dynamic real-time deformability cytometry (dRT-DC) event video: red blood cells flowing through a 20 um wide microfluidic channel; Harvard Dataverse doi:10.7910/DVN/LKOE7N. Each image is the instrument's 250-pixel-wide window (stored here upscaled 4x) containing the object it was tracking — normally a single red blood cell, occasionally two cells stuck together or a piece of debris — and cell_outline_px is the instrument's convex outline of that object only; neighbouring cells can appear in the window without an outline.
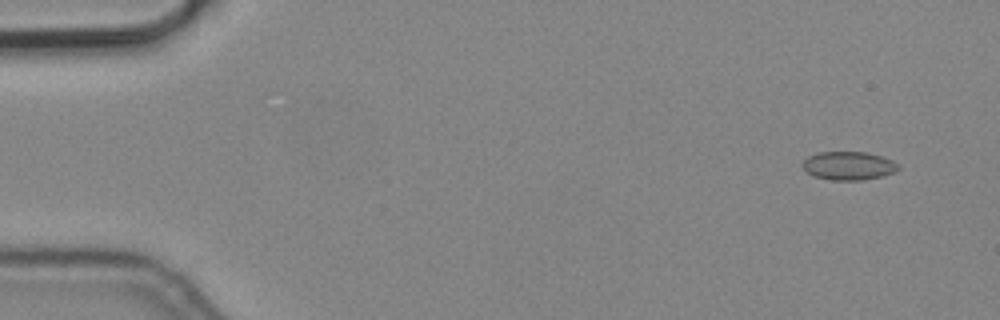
{"species": "common noctule bat (a hibernating species)", "species_latin": "Nyctalus noctula", "temperature_condition": "cold", "stored_images_in_passage": 4, "camera_frame_rate_fps": 3000, "um_per_image_px": 0.085, "animal": {"sex": "male", "body_mass_g": 19.2, "forearm_length_mm": 51.8}, "frame": {"image": 1, "passage_image": 1, "time_ms": 0.0, "image_size_px": [1000, 320], "cell_outline_px": [[900, 168], [896, 172], [884, 176], [860, 180], [832, 180], [812, 176], [800, 164], [808, 156], [816, 152], [864, 152], [880, 156], [892, 160], [900, 164]], "centroid_in_image_um": [72.14, 14.09], "position_along_channel_um": 12.9, "area_um2": 16.01}}
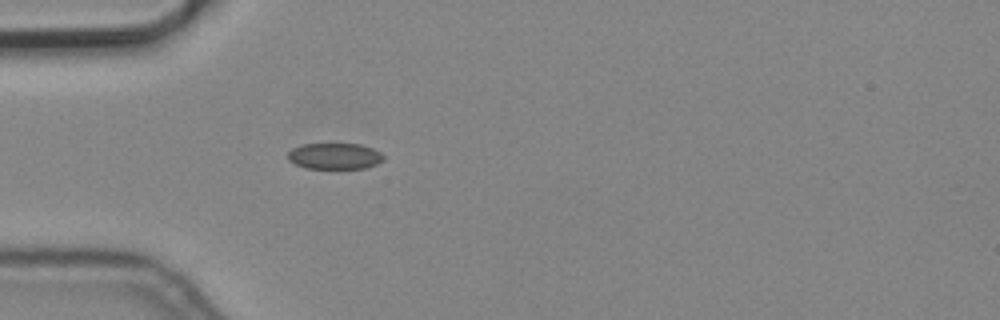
{"frame": {"image": 2, "passage_image": 4, "time_ms": 1.0, "image_size_px": [1000, 320], "cell_outline_px": [[384, 160], [376, 164], [364, 168], [304, 168], [288, 160], [288, 152], [292, 148], [304, 144], [360, 144], [372, 148], [380, 152], [384, 156]], "centroid_in_image_um": [28.44, 13.27], "position_along_channel_um": 56.6, "area_um2": 14.51}}